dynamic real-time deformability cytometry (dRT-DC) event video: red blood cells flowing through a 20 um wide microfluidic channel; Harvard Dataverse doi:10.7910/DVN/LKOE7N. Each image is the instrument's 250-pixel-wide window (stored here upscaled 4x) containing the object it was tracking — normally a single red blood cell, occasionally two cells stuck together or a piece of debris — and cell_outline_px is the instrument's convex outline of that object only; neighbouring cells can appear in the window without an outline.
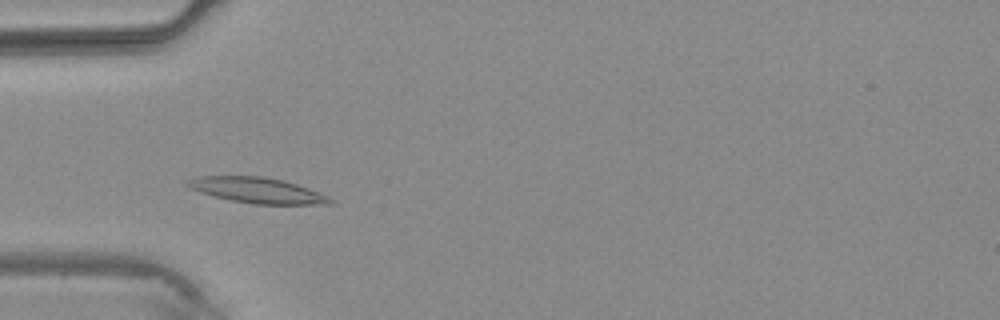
{"species": "common noctule bat (a hibernating species)", "species_latin": "Nyctalus noctula", "temperature_condition": "warm", "stored_images_in_passage": 5, "camera_frame_rate_fps": 3000, "um_per_image_px": 0.085, "animal": {"sex": "male", "body_mass_g": 20.4}, "frame": {"image": 1, "passage_image": 4, "time_ms": 4.333, "image_size_px": [1000, 320], "cell_outline_px": [[336, 200], [332, 204], [256, 204], [232, 200], [200, 192], [188, 188], [184, 184], [188, 180], [200, 176], [264, 176], [284, 180], [308, 188], [328, 196]], "centroid_in_image_um": [21.89, 16.17], "position_along_channel_um": 63.1, "area_um2": 21.15}}